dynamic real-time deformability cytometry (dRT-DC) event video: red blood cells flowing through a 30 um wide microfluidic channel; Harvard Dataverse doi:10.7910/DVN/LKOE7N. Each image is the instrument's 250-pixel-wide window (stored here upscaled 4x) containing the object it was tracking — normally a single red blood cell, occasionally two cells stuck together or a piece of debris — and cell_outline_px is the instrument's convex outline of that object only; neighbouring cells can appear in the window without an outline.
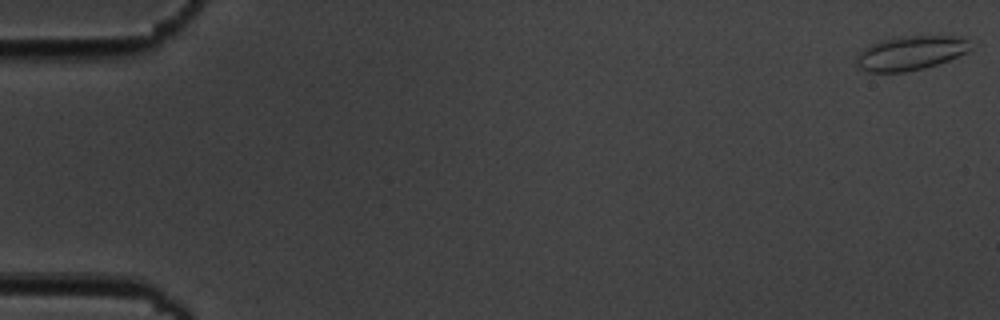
{"species": "common noctule bat (a hibernating species)", "species_latin": "Nyctalus noctula", "temperature_condition": "cold", "stored_images_in_passage": 8, "camera_frame_rate_fps": 3000, "um_per_image_px": 0.085, "animal": {"sex": "male", "body_mass_g": 19.5, "forearm_length_mm": 54.6}, "frame": {"image": 1, "passage_image": 1, "time_ms": 0.0, "image_size_px": [1000, 320], "cell_outline_px": [[968, 52], [948, 60], [924, 68], [904, 72], [868, 72], [856, 68], [856, 56], [864, 48], [880, 40], [908, 36], [960, 36], [968, 40]], "centroid_in_image_um": [77.34, 4.52], "position_along_channel_um": 7.7, "area_um2": 22.6}}
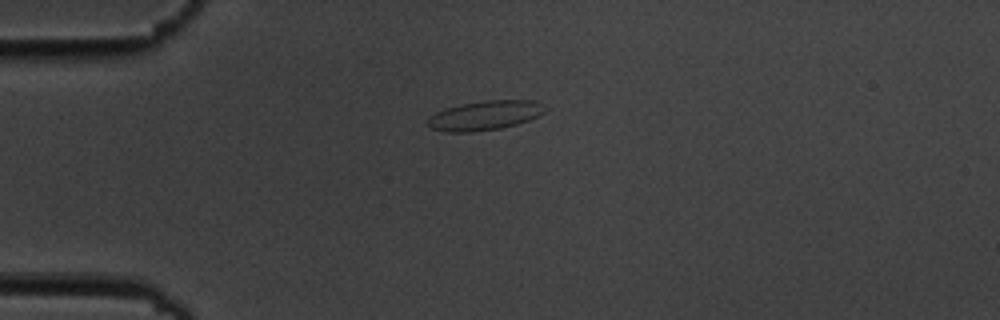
{"frame": {"image": 2, "passage_image": 5, "time_ms": 4.667, "image_size_px": [1000, 320], "cell_outline_px": [[548, 108], [544, 112], [528, 120], [516, 124], [500, 128], [472, 132], [448, 132], [432, 128], [428, 124], [428, 120], [436, 112], [460, 104], [484, 100], [536, 100]], "centroid_in_image_um": [41.25, 9.8], "position_along_channel_um": 43.7, "area_um2": 19.88}}
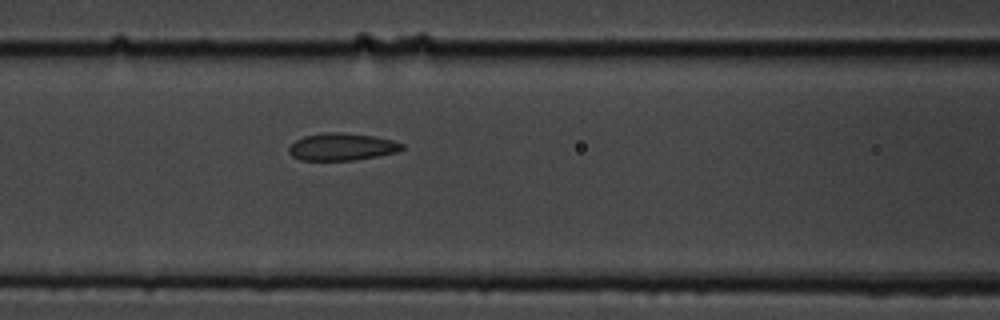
{"frame": {"image": 3, "passage_image": 8, "time_ms": 8.0, "image_size_px": [1000, 320], "cell_outline_px": [[404, 148], [396, 152], [376, 156], [352, 160], [300, 160], [292, 156], [288, 152], [288, 148], [296, 140], [304, 136], [324, 132], [340, 132], [372, 136], [392, 140], [404, 144]], "centroid_in_image_um": [29.03, 12.47], "position_along_channel_um": 137.6, "area_um2": 17.86}}